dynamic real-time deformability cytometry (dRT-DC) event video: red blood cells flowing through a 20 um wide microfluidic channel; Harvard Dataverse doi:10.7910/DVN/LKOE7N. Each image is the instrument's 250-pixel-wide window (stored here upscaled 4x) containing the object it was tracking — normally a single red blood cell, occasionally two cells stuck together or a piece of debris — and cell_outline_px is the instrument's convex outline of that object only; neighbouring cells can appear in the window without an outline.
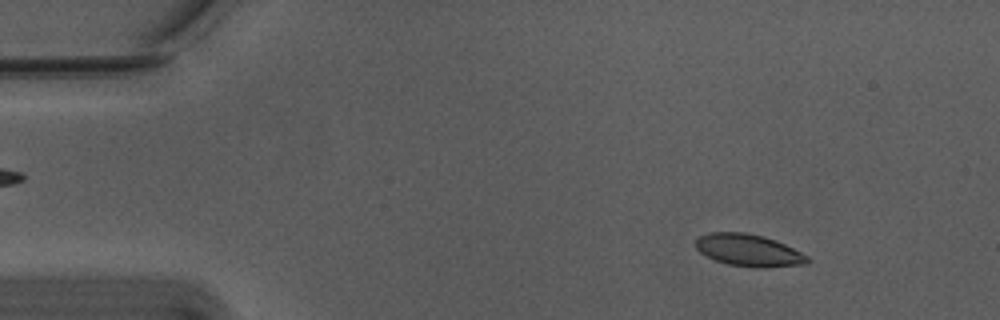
{"species": "Egyptian fruit bat (a non-hibernating species)", "species_latin": "Rousettus aegyptiacus", "temperature_condition": "warm", "stored_images_in_passage": 46, "camera_frame_rate_fps": 3000, "um_per_image_px": 0.085, "animal": {"sex": "male"}, "frame": {"image": 1, "passage_image": 7, "time_ms": 2.0, "image_size_px": [1000, 320], "cell_outline_px": [[808, 264], [768, 268], [756, 268], [728, 264], [716, 260], [700, 252], [696, 248], [696, 240], [700, 236], [708, 232], [744, 232], [764, 236], [776, 240], [808, 256]], "centroid_in_image_um": [63.65, 21.28], "position_along_channel_um": 21.3, "area_um2": 20.92}}
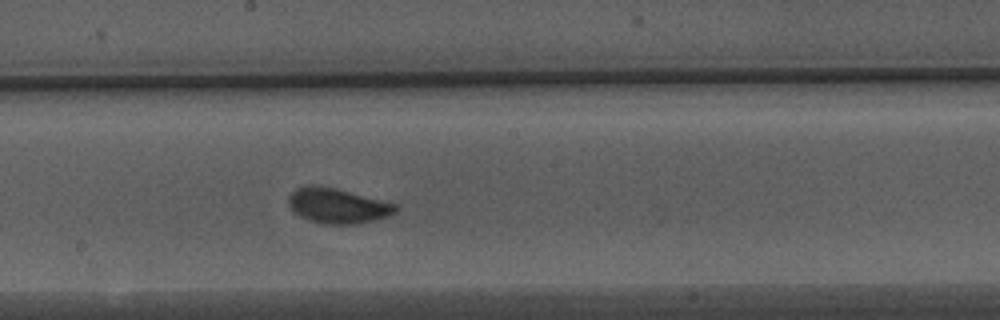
{"frame": {"image": 2, "passage_image": 30, "time_ms": 9.667, "image_size_px": [1000, 320], "cell_outline_px": [[400, 208], [396, 212], [388, 216], [356, 224], [324, 224], [308, 220], [300, 216], [288, 204], [288, 196], [296, 188], [308, 184], [312, 184], [336, 188], [396, 204]], "centroid_in_image_um": [28.68, 17.48], "position_along_channel_um": 219.5, "area_um2": 21.85}}
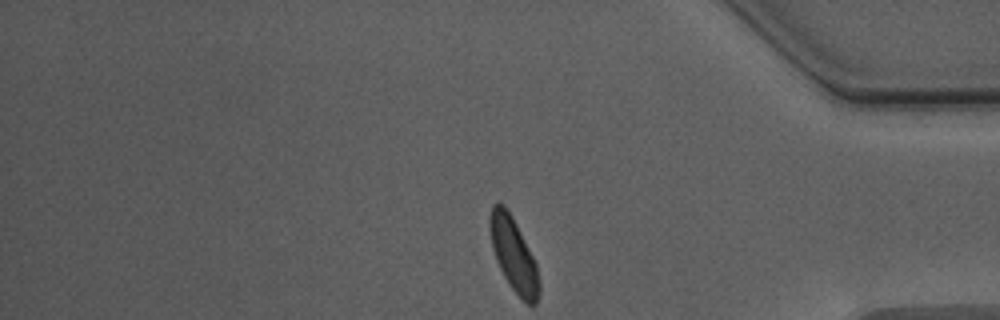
{"frame": {"image": 3, "passage_image": 46, "time_ms": 15.0, "image_size_px": [1000, 320], "cell_outline_px": [[540, 292], [536, 304], [528, 304], [508, 284], [496, 260], [492, 248], [488, 224], [492, 204], [500, 200], [504, 204], [512, 216], [536, 264], [540, 284]], "centroid_in_image_um": [43.63, 21.6], "position_along_channel_um": 391.6, "area_um2": 21.04}, "authors_computed_cell_mechanics": {"area_um2": 21.2126, "velocity_mm_per_s": 3.7116, "shape_relaxation_time_tau1_ms": 1.851, "shape_relaxation_time_tau2_ms": null, "deformation_change_tau1": 0.1014, "deformation_change_tau2": null}}